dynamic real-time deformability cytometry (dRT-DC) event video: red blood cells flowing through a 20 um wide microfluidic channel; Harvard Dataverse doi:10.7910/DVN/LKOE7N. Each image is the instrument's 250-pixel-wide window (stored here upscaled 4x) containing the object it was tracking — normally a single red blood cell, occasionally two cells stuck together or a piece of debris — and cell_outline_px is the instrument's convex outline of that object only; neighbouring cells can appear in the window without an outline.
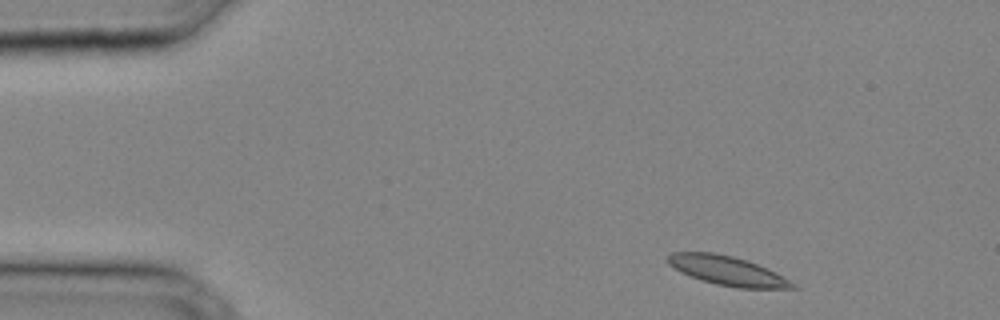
{"species": "common noctule bat (a hibernating species)", "species_latin": "Nyctalus noctula", "temperature_condition": "cold", "stored_images_in_passage": 7, "camera_frame_rate_fps": 3000, "um_per_image_px": 0.085, "animal": {"sex": "male", "body_mass_g": 20.4}, "frame": {"image": 1, "passage_image": 2, "time_ms": 0.333, "image_size_px": [1000, 320], "cell_outline_px": [[800, 288], [736, 288], [716, 284], [680, 272], [668, 264], [668, 256], [672, 252], [712, 252], [732, 256], [748, 260], [776, 272], [796, 284]], "centroid_in_image_um": [61.85, 23.01], "position_along_channel_um": 23.1, "area_um2": 21.1}}